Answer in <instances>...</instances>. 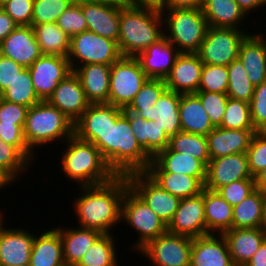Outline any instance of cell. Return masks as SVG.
I'll use <instances>...</instances> for the list:
<instances>
[{
    "label": "cell",
    "mask_w": 266,
    "mask_h": 266,
    "mask_svg": "<svg viewBox=\"0 0 266 266\" xmlns=\"http://www.w3.org/2000/svg\"><path fill=\"white\" fill-rule=\"evenodd\" d=\"M228 66L203 64L198 91L227 93Z\"/></svg>",
    "instance_id": "obj_47"
},
{
    "label": "cell",
    "mask_w": 266,
    "mask_h": 266,
    "mask_svg": "<svg viewBox=\"0 0 266 266\" xmlns=\"http://www.w3.org/2000/svg\"><path fill=\"white\" fill-rule=\"evenodd\" d=\"M252 177L246 153H236L211 159L206 169L204 188L217 191L220 187Z\"/></svg>",
    "instance_id": "obj_15"
},
{
    "label": "cell",
    "mask_w": 266,
    "mask_h": 266,
    "mask_svg": "<svg viewBox=\"0 0 266 266\" xmlns=\"http://www.w3.org/2000/svg\"><path fill=\"white\" fill-rule=\"evenodd\" d=\"M168 148L201 160L206 166L210 161L208 142L205 135L178 132L175 136L170 137Z\"/></svg>",
    "instance_id": "obj_40"
},
{
    "label": "cell",
    "mask_w": 266,
    "mask_h": 266,
    "mask_svg": "<svg viewBox=\"0 0 266 266\" xmlns=\"http://www.w3.org/2000/svg\"><path fill=\"white\" fill-rule=\"evenodd\" d=\"M255 190L254 179H242L220 187L217 192L234 207Z\"/></svg>",
    "instance_id": "obj_52"
},
{
    "label": "cell",
    "mask_w": 266,
    "mask_h": 266,
    "mask_svg": "<svg viewBox=\"0 0 266 266\" xmlns=\"http://www.w3.org/2000/svg\"><path fill=\"white\" fill-rule=\"evenodd\" d=\"M34 0H9L1 7L18 26H31Z\"/></svg>",
    "instance_id": "obj_54"
},
{
    "label": "cell",
    "mask_w": 266,
    "mask_h": 266,
    "mask_svg": "<svg viewBox=\"0 0 266 266\" xmlns=\"http://www.w3.org/2000/svg\"><path fill=\"white\" fill-rule=\"evenodd\" d=\"M3 214H4V213L0 212V225H1V223H2L3 221H5V220L3 219V218H4Z\"/></svg>",
    "instance_id": "obj_66"
},
{
    "label": "cell",
    "mask_w": 266,
    "mask_h": 266,
    "mask_svg": "<svg viewBox=\"0 0 266 266\" xmlns=\"http://www.w3.org/2000/svg\"><path fill=\"white\" fill-rule=\"evenodd\" d=\"M93 144L116 175L146 171L152 161L138 144L129 120L123 113Z\"/></svg>",
    "instance_id": "obj_2"
},
{
    "label": "cell",
    "mask_w": 266,
    "mask_h": 266,
    "mask_svg": "<svg viewBox=\"0 0 266 266\" xmlns=\"http://www.w3.org/2000/svg\"><path fill=\"white\" fill-rule=\"evenodd\" d=\"M256 130H232L215 127L206 137L209 158L246 153Z\"/></svg>",
    "instance_id": "obj_26"
},
{
    "label": "cell",
    "mask_w": 266,
    "mask_h": 266,
    "mask_svg": "<svg viewBox=\"0 0 266 266\" xmlns=\"http://www.w3.org/2000/svg\"><path fill=\"white\" fill-rule=\"evenodd\" d=\"M246 156L252 177L266 168V132L254 133Z\"/></svg>",
    "instance_id": "obj_50"
},
{
    "label": "cell",
    "mask_w": 266,
    "mask_h": 266,
    "mask_svg": "<svg viewBox=\"0 0 266 266\" xmlns=\"http://www.w3.org/2000/svg\"><path fill=\"white\" fill-rule=\"evenodd\" d=\"M250 111L254 129L257 132H266V81L254 87Z\"/></svg>",
    "instance_id": "obj_51"
},
{
    "label": "cell",
    "mask_w": 266,
    "mask_h": 266,
    "mask_svg": "<svg viewBox=\"0 0 266 266\" xmlns=\"http://www.w3.org/2000/svg\"><path fill=\"white\" fill-rule=\"evenodd\" d=\"M240 8L243 10V12L248 15L250 12H252L257 8H262L263 6L266 7V0H235Z\"/></svg>",
    "instance_id": "obj_60"
},
{
    "label": "cell",
    "mask_w": 266,
    "mask_h": 266,
    "mask_svg": "<svg viewBox=\"0 0 266 266\" xmlns=\"http://www.w3.org/2000/svg\"><path fill=\"white\" fill-rule=\"evenodd\" d=\"M43 55L68 57L70 37L56 22L31 25Z\"/></svg>",
    "instance_id": "obj_37"
},
{
    "label": "cell",
    "mask_w": 266,
    "mask_h": 266,
    "mask_svg": "<svg viewBox=\"0 0 266 266\" xmlns=\"http://www.w3.org/2000/svg\"><path fill=\"white\" fill-rule=\"evenodd\" d=\"M166 0H130V3L135 6L151 7L161 10Z\"/></svg>",
    "instance_id": "obj_62"
},
{
    "label": "cell",
    "mask_w": 266,
    "mask_h": 266,
    "mask_svg": "<svg viewBox=\"0 0 266 266\" xmlns=\"http://www.w3.org/2000/svg\"><path fill=\"white\" fill-rule=\"evenodd\" d=\"M23 129L26 144L33 153L38 146H52L53 142L66 141L74 135V123L46 100L28 108Z\"/></svg>",
    "instance_id": "obj_5"
},
{
    "label": "cell",
    "mask_w": 266,
    "mask_h": 266,
    "mask_svg": "<svg viewBox=\"0 0 266 266\" xmlns=\"http://www.w3.org/2000/svg\"><path fill=\"white\" fill-rule=\"evenodd\" d=\"M113 237L112 234H102L76 266H118V248L115 247L116 240Z\"/></svg>",
    "instance_id": "obj_39"
},
{
    "label": "cell",
    "mask_w": 266,
    "mask_h": 266,
    "mask_svg": "<svg viewBox=\"0 0 266 266\" xmlns=\"http://www.w3.org/2000/svg\"><path fill=\"white\" fill-rule=\"evenodd\" d=\"M28 266H66L60 233L55 227L35 236Z\"/></svg>",
    "instance_id": "obj_32"
},
{
    "label": "cell",
    "mask_w": 266,
    "mask_h": 266,
    "mask_svg": "<svg viewBox=\"0 0 266 266\" xmlns=\"http://www.w3.org/2000/svg\"><path fill=\"white\" fill-rule=\"evenodd\" d=\"M129 187L126 175H117L109 182L78 188L80 196L73 205L79 227L111 234L121 221L122 200Z\"/></svg>",
    "instance_id": "obj_1"
},
{
    "label": "cell",
    "mask_w": 266,
    "mask_h": 266,
    "mask_svg": "<svg viewBox=\"0 0 266 266\" xmlns=\"http://www.w3.org/2000/svg\"><path fill=\"white\" fill-rule=\"evenodd\" d=\"M75 123L90 105L77 75L72 71L46 100Z\"/></svg>",
    "instance_id": "obj_16"
},
{
    "label": "cell",
    "mask_w": 266,
    "mask_h": 266,
    "mask_svg": "<svg viewBox=\"0 0 266 266\" xmlns=\"http://www.w3.org/2000/svg\"><path fill=\"white\" fill-rule=\"evenodd\" d=\"M164 37L159 9L129 4L120 10L118 46L123 57H136Z\"/></svg>",
    "instance_id": "obj_3"
},
{
    "label": "cell",
    "mask_w": 266,
    "mask_h": 266,
    "mask_svg": "<svg viewBox=\"0 0 266 266\" xmlns=\"http://www.w3.org/2000/svg\"><path fill=\"white\" fill-rule=\"evenodd\" d=\"M9 0H0V7Z\"/></svg>",
    "instance_id": "obj_67"
},
{
    "label": "cell",
    "mask_w": 266,
    "mask_h": 266,
    "mask_svg": "<svg viewBox=\"0 0 266 266\" xmlns=\"http://www.w3.org/2000/svg\"><path fill=\"white\" fill-rule=\"evenodd\" d=\"M201 9L208 26L243 30L240 25L247 15L235 0H204Z\"/></svg>",
    "instance_id": "obj_35"
},
{
    "label": "cell",
    "mask_w": 266,
    "mask_h": 266,
    "mask_svg": "<svg viewBox=\"0 0 266 266\" xmlns=\"http://www.w3.org/2000/svg\"><path fill=\"white\" fill-rule=\"evenodd\" d=\"M148 77L135 57H121L111 65L109 104L126 109Z\"/></svg>",
    "instance_id": "obj_9"
},
{
    "label": "cell",
    "mask_w": 266,
    "mask_h": 266,
    "mask_svg": "<svg viewBox=\"0 0 266 266\" xmlns=\"http://www.w3.org/2000/svg\"><path fill=\"white\" fill-rule=\"evenodd\" d=\"M62 152V171L68 179L80 187L99 185L117 176L102 157L99 149L91 142L80 140L75 135L68 138Z\"/></svg>",
    "instance_id": "obj_4"
},
{
    "label": "cell",
    "mask_w": 266,
    "mask_h": 266,
    "mask_svg": "<svg viewBox=\"0 0 266 266\" xmlns=\"http://www.w3.org/2000/svg\"><path fill=\"white\" fill-rule=\"evenodd\" d=\"M35 234L0 225V266H28Z\"/></svg>",
    "instance_id": "obj_18"
},
{
    "label": "cell",
    "mask_w": 266,
    "mask_h": 266,
    "mask_svg": "<svg viewBox=\"0 0 266 266\" xmlns=\"http://www.w3.org/2000/svg\"><path fill=\"white\" fill-rule=\"evenodd\" d=\"M126 177L130 188L168 225L180 198L159 186L145 171L133 172Z\"/></svg>",
    "instance_id": "obj_12"
},
{
    "label": "cell",
    "mask_w": 266,
    "mask_h": 266,
    "mask_svg": "<svg viewBox=\"0 0 266 266\" xmlns=\"http://www.w3.org/2000/svg\"><path fill=\"white\" fill-rule=\"evenodd\" d=\"M111 65L87 64L73 70L90 104L109 103Z\"/></svg>",
    "instance_id": "obj_28"
},
{
    "label": "cell",
    "mask_w": 266,
    "mask_h": 266,
    "mask_svg": "<svg viewBox=\"0 0 266 266\" xmlns=\"http://www.w3.org/2000/svg\"><path fill=\"white\" fill-rule=\"evenodd\" d=\"M163 189L182 198L202 193L206 177H193L169 172H146Z\"/></svg>",
    "instance_id": "obj_36"
},
{
    "label": "cell",
    "mask_w": 266,
    "mask_h": 266,
    "mask_svg": "<svg viewBox=\"0 0 266 266\" xmlns=\"http://www.w3.org/2000/svg\"><path fill=\"white\" fill-rule=\"evenodd\" d=\"M72 0H34L31 25L57 22Z\"/></svg>",
    "instance_id": "obj_46"
},
{
    "label": "cell",
    "mask_w": 266,
    "mask_h": 266,
    "mask_svg": "<svg viewBox=\"0 0 266 266\" xmlns=\"http://www.w3.org/2000/svg\"><path fill=\"white\" fill-rule=\"evenodd\" d=\"M123 114L128 118L138 144L151 158L168 147L170 138L157 123L125 109Z\"/></svg>",
    "instance_id": "obj_31"
},
{
    "label": "cell",
    "mask_w": 266,
    "mask_h": 266,
    "mask_svg": "<svg viewBox=\"0 0 266 266\" xmlns=\"http://www.w3.org/2000/svg\"><path fill=\"white\" fill-rule=\"evenodd\" d=\"M249 33L242 29L209 26L197 55L203 64L228 66L238 58L240 45Z\"/></svg>",
    "instance_id": "obj_10"
},
{
    "label": "cell",
    "mask_w": 266,
    "mask_h": 266,
    "mask_svg": "<svg viewBox=\"0 0 266 266\" xmlns=\"http://www.w3.org/2000/svg\"><path fill=\"white\" fill-rule=\"evenodd\" d=\"M32 163L14 146L0 139V169L14 182Z\"/></svg>",
    "instance_id": "obj_45"
},
{
    "label": "cell",
    "mask_w": 266,
    "mask_h": 266,
    "mask_svg": "<svg viewBox=\"0 0 266 266\" xmlns=\"http://www.w3.org/2000/svg\"><path fill=\"white\" fill-rule=\"evenodd\" d=\"M254 87L241 60L239 58L233 60L228 65V97L250 103Z\"/></svg>",
    "instance_id": "obj_42"
},
{
    "label": "cell",
    "mask_w": 266,
    "mask_h": 266,
    "mask_svg": "<svg viewBox=\"0 0 266 266\" xmlns=\"http://www.w3.org/2000/svg\"><path fill=\"white\" fill-rule=\"evenodd\" d=\"M195 94L198 96L203 108L208 113L212 125L214 127H219L229 99L227 93L197 91Z\"/></svg>",
    "instance_id": "obj_48"
},
{
    "label": "cell",
    "mask_w": 266,
    "mask_h": 266,
    "mask_svg": "<svg viewBox=\"0 0 266 266\" xmlns=\"http://www.w3.org/2000/svg\"><path fill=\"white\" fill-rule=\"evenodd\" d=\"M206 234L232 229L233 207L217 192L204 188Z\"/></svg>",
    "instance_id": "obj_34"
},
{
    "label": "cell",
    "mask_w": 266,
    "mask_h": 266,
    "mask_svg": "<svg viewBox=\"0 0 266 266\" xmlns=\"http://www.w3.org/2000/svg\"><path fill=\"white\" fill-rule=\"evenodd\" d=\"M160 11L166 27L164 37L180 53H197L209 27L202 9H161Z\"/></svg>",
    "instance_id": "obj_6"
},
{
    "label": "cell",
    "mask_w": 266,
    "mask_h": 266,
    "mask_svg": "<svg viewBox=\"0 0 266 266\" xmlns=\"http://www.w3.org/2000/svg\"><path fill=\"white\" fill-rule=\"evenodd\" d=\"M73 3H97L101 5H107L111 7H124L130 3V0H72Z\"/></svg>",
    "instance_id": "obj_61"
},
{
    "label": "cell",
    "mask_w": 266,
    "mask_h": 266,
    "mask_svg": "<svg viewBox=\"0 0 266 266\" xmlns=\"http://www.w3.org/2000/svg\"><path fill=\"white\" fill-rule=\"evenodd\" d=\"M17 23L0 7V43L17 27Z\"/></svg>",
    "instance_id": "obj_57"
},
{
    "label": "cell",
    "mask_w": 266,
    "mask_h": 266,
    "mask_svg": "<svg viewBox=\"0 0 266 266\" xmlns=\"http://www.w3.org/2000/svg\"><path fill=\"white\" fill-rule=\"evenodd\" d=\"M219 127L232 130H255L251 121L250 103L229 98Z\"/></svg>",
    "instance_id": "obj_43"
},
{
    "label": "cell",
    "mask_w": 266,
    "mask_h": 266,
    "mask_svg": "<svg viewBox=\"0 0 266 266\" xmlns=\"http://www.w3.org/2000/svg\"><path fill=\"white\" fill-rule=\"evenodd\" d=\"M166 89L164 79L148 78L125 110L128 112H147L150 107L155 105V102Z\"/></svg>",
    "instance_id": "obj_44"
},
{
    "label": "cell",
    "mask_w": 266,
    "mask_h": 266,
    "mask_svg": "<svg viewBox=\"0 0 266 266\" xmlns=\"http://www.w3.org/2000/svg\"><path fill=\"white\" fill-rule=\"evenodd\" d=\"M193 238L190 266H234L223 234Z\"/></svg>",
    "instance_id": "obj_22"
},
{
    "label": "cell",
    "mask_w": 266,
    "mask_h": 266,
    "mask_svg": "<svg viewBox=\"0 0 266 266\" xmlns=\"http://www.w3.org/2000/svg\"><path fill=\"white\" fill-rule=\"evenodd\" d=\"M204 0H166L162 9L202 8Z\"/></svg>",
    "instance_id": "obj_58"
},
{
    "label": "cell",
    "mask_w": 266,
    "mask_h": 266,
    "mask_svg": "<svg viewBox=\"0 0 266 266\" xmlns=\"http://www.w3.org/2000/svg\"><path fill=\"white\" fill-rule=\"evenodd\" d=\"M14 183V181L0 169V189H5L6 186Z\"/></svg>",
    "instance_id": "obj_64"
},
{
    "label": "cell",
    "mask_w": 266,
    "mask_h": 266,
    "mask_svg": "<svg viewBox=\"0 0 266 266\" xmlns=\"http://www.w3.org/2000/svg\"><path fill=\"white\" fill-rule=\"evenodd\" d=\"M28 69L41 101L47 100L58 83L72 72L68 57L43 54Z\"/></svg>",
    "instance_id": "obj_13"
},
{
    "label": "cell",
    "mask_w": 266,
    "mask_h": 266,
    "mask_svg": "<svg viewBox=\"0 0 266 266\" xmlns=\"http://www.w3.org/2000/svg\"><path fill=\"white\" fill-rule=\"evenodd\" d=\"M80 5L87 21V30L118 42L122 7L97 3H81Z\"/></svg>",
    "instance_id": "obj_29"
},
{
    "label": "cell",
    "mask_w": 266,
    "mask_h": 266,
    "mask_svg": "<svg viewBox=\"0 0 266 266\" xmlns=\"http://www.w3.org/2000/svg\"><path fill=\"white\" fill-rule=\"evenodd\" d=\"M60 233L63 259L66 266H76L91 245L103 234L91 228H55Z\"/></svg>",
    "instance_id": "obj_30"
},
{
    "label": "cell",
    "mask_w": 266,
    "mask_h": 266,
    "mask_svg": "<svg viewBox=\"0 0 266 266\" xmlns=\"http://www.w3.org/2000/svg\"><path fill=\"white\" fill-rule=\"evenodd\" d=\"M244 266H266V239Z\"/></svg>",
    "instance_id": "obj_59"
},
{
    "label": "cell",
    "mask_w": 266,
    "mask_h": 266,
    "mask_svg": "<svg viewBox=\"0 0 266 266\" xmlns=\"http://www.w3.org/2000/svg\"><path fill=\"white\" fill-rule=\"evenodd\" d=\"M121 57L122 54L117 41L105 38L92 31L86 30L70 38L68 60L72 71L78 65H112Z\"/></svg>",
    "instance_id": "obj_8"
},
{
    "label": "cell",
    "mask_w": 266,
    "mask_h": 266,
    "mask_svg": "<svg viewBox=\"0 0 266 266\" xmlns=\"http://www.w3.org/2000/svg\"><path fill=\"white\" fill-rule=\"evenodd\" d=\"M263 197V217H264V228H266V189L261 190Z\"/></svg>",
    "instance_id": "obj_65"
},
{
    "label": "cell",
    "mask_w": 266,
    "mask_h": 266,
    "mask_svg": "<svg viewBox=\"0 0 266 266\" xmlns=\"http://www.w3.org/2000/svg\"><path fill=\"white\" fill-rule=\"evenodd\" d=\"M207 166L187 154L175 152L168 147L158 152L145 172H169L193 177H206Z\"/></svg>",
    "instance_id": "obj_27"
},
{
    "label": "cell",
    "mask_w": 266,
    "mask_h": 266,
    "mask_svg": "<svg viewBox=\"0 0 266 266\" xmlns=\"http://www.w3.org/2000/svg\"><path fill=\"white\" fill-rule=\"evenodd\" d=\"M24 69L23 66L16 63L11 58L0 54V92L3 93Z\"/></svg>",
    "instance_id": "obj_56"
},
{
    "label": "cell",
    "mask_w": 266,
    "mask_h": 266,
    "mask_svg": "<svg viewBox=\"0 0 266 266\" xmlns=\"http://www.w3.org/2000/svg\"><path fill=\"white\" fill-rule=\"evenodd\" d=\"M202 68L203 62L197 53H180L170 74L165 78L166 88L179 94L196 93Z\"/></svg>",
    "instance_id": "obj_20"
},
{
    "label": "cell",
    "mask_w": 266,
    "mask_h": 266,
    "mask_svg": "<svg viewBox=\"0 0 266 266\" xmlns=\"http://www.w3.org/2000/svg\"><path fill=\"white\" fill-rule=\"evenodd\" d=\"M167 231L192 239L206 235L204 189L199 195L180 199Z\"/></svg>",
    "instance_id": "obj_14"
},
{
    "label": "cell",
    "mask_w": 266,
    "mask_h": 266,
    "mask_svg": "<svg viewBox=\"0 0 266 266\" xmlns=\"http://www.w3.org/2000/svg\"><path fill=\"white\" fill-rule=\"evenodd\" d=\"M192 241L190 237L166 231L137 253L149 258L154 266H190Z\"/></svg>",
    "instance_id": "obj_11"
},
{
    "label": "cell",
    "mask_w": 266,
    "mask_h": 266,
    "mask_svg": "<svg viewBox=\"0 0 266 266\" xmlns=\"http://www.w3.org/2000/svg\"><path fill=\"white\" fill-rule=\"evenodd\" d=\"M179 114L183 132L207 136L215 128L195 93L181 94Z\"/></svg>",
    "instance_id": "obj_33"
},
{
    "label": "cell",
    "mask_w": 266,
    "mask_h": 266,
    "mask_svg": "<svg viewBox=\"0 0 266 266\" xmlns=\"http://www.w3.org/2000/svg\"><path fill=\"white\" fill-rule=\"evenodd\" d=\"M264 227L263 197L256 189L248 197L233 207L232 228Z\"/></svg>",
    "instance_id": "obj_38"
},
{
    "label": "cell",
    "mask_w": 266,
    "mask_h": 266,
    "mask_svg": "<svg viewBox=\"0 0 266 266\" xmlns=\"http://www.w3.org/2000/svg\"><path fill=\"white\" fill-rule=\"evenodd\" d=\"M181 94L166 89L147 112H133L143 119L154 121L170 138L181 132L179 102Z\"/></svg>",
    "instance_id": "obj_24"
},
{
    "label": "cell",
    "mask_w": 266,
    "mask_h": 266,
    "mask_svg": "<svg viewBox=\"0 0 266 266\" xmlns=\"http://www.w3.org/2000/svg\"><path fill=\"white\" fill-rule=\"evenodd\" d=\"M122 113L123 109L109 103L90 104L74 123V135L93 143Z\"/></svg>",
    "instance_id": "obj_17"
},
{
    "label": "cell",
    "mask_w": 266,
    "mask_h": 266,
    "mask_svg": "<svg viewBox=\"0 0 266 266\" xmlns=\"http://www.w3.org/2000/svg\"><path fill=\"white\" fill-rule=\"evenodd\" d=\"M2 99L28 108L41 101L35 92L28 68L18 73V76L2 93Z\"/></svg>",
    "instance_id": "obj_41"
},
{
    "label": "cell",
    "mask_w": 266,
    "mask_h": 266,
    "mask_svg": "<svg viewBox=\"0 0 266 266\" xmlns=\"http://www.w3.org/2000/svg\"><path fill=\"white\" fill-rule=\"evenodd\" d=\"M121 221L138 232V240L131 246L133 251H139L167 231V224L130 187L122 200Z\"/></svg>",
    "instance_id": "obj_7"
},
{
    "label": "cell",
    "mask_w": 266,
    "mask_h": 266,
    "mask_svg": "<svg viewBox=\"0 0 266 266\" xmlns=\"http://www.w3.org/2000/svg\"><path fill=\"white\" fill-rule=\"evenodd\" d=\"M24 125H12L0 123V139L16 147L30 162H33L34 155L27 146L24 137Z\"/></svg>",
    "instance_id": "obj_53"
},
{
    "label": "cell",
    "mask_w": 266,
    "mask_h": 266,
    "mask_svg": "<svg viewBox=\"0 0 266 266\" xmlns=\"http://www.w3.org/2000/svg\"><path fill=\"white\" fill-rule=\"evenodd\" d=\"M254 181L256 184V189L260 191L266 189V168L262 169L254 176Z\"/></svg>",
    "instance_id": "obj_63"
},
{
    "label": "cell",
    "mask_w": 266,
    "mask_h": 266,
    "mask_svg": "<svg viewBox=\"0 0 266 266\" xmlns=\"http://www.w3.org/2000/svg\"><path fill=\"white\" fill-rule=\"evenodd\" d=\"M0 54L29 68L42 55L32 26H17L0 43Z\"/></svg>",
    "instance_id": "obj_19"
},
{
    "label": "cell",
    "mask_w": 266,
    "mask_h": 266,
    "mask_svg": "<svg viewBox=\"0 0 266 266\" xmlns=\"http://www.w3.org/2000/svg\"><path fill=\"white\" fill-rule=\"evenodd\" d=\"M179 54L180 51L163 37L135 58L148 78L165 80Z\"/></svg>",
    "instance_id": "obj_21"
},
{
    "label": "cell",
    "mask_w": 266,
    "mask_h": 266,
    "mask_svg": "<svg viewBox=\"0 0 266 266\" xmlns=\"http://www.w3.org/2000/svg\"><path fill=\"white\" fill-rule=\"evenodd\" d=\"M223 236L234 266H244L266 239V228H232Z\"/></svg>",
    "instance_id": "obj_23"
},
{
    "label": "cell",
    "mask_w": 266,
    "mask_h": 266,
    "mask_svg": "<svg viewBox=\"0 0 266 266\" xmlns=\"http://www.w3.org/2000/svg\"><path fill=\"white\" fill-rule=\"evenodd\" d=\"M56 23L70 38L87 30V21L78 3H72Z\"/></svg>",
    "instance_id": "obj_49"
},
{
    "label": "cell",
    "mask_w": 266,
    "mask_h": 266,
    "mask_svg": "<svg viewBox=\"0 0 266 266\" xmlns=\"http://www.w3.org/2000/svg\"><path fill=\"white\" fill-rule=\"evenodd\" d=\"M238 58L254 86L266 81V39L262 33H250L242 41Z\"/></svg>",
    "instance_id": "obj_25"
},
{
    "label": "cell",
    "mask_w": 266,
    "mask_h": 266,
    "mask_svg": "<svg viewBox=\"0 0 266 266\" xmlns=\"http://www.w3.org/2000/svg\"><path fill=\"white\" fill-rule=\"evenodd\" d=\"M28 107L1 99L0 123L25 125Z\"/></svg>",
    "instance_id": "obj_55"
}]
</instances>
